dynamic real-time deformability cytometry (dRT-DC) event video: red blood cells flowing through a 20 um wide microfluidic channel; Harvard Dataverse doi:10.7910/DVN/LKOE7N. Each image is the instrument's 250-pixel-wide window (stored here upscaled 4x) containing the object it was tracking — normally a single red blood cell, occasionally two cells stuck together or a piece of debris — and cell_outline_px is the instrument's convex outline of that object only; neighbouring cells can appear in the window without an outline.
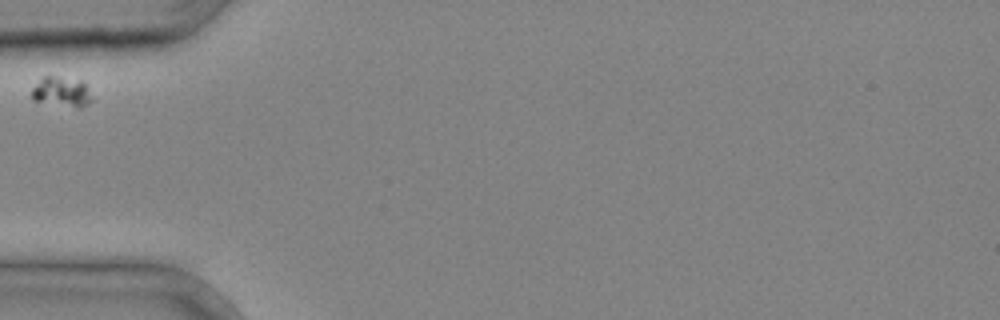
{"species": "common noctule bat (a hibernating species)", "species_latin": "Nyctalus noctula", "temperature_condition": "cold", "stored_images_in_passage": 1, "camera_frame_rate_fps": 3000, "um_per_image_px": 0.085, "animal": {"sex": "male", "body_mass_g": 20.4}, "frame": {"image": 1, "passage_image": 1, "time_ms": 0.0, "image_size_px": [1000, 320], "cell_outline_px": [[92, 100], [88, 104], [80, 108], [76, 108], [36, 100], [32, 96], [32, 88], [44, 76], [52, 76], [80, 80], [84, 84]], "centroid_in_image_um": [5.25, 7.81], "position_along_channel_um": 79.8, "area_um2": 10.12}}